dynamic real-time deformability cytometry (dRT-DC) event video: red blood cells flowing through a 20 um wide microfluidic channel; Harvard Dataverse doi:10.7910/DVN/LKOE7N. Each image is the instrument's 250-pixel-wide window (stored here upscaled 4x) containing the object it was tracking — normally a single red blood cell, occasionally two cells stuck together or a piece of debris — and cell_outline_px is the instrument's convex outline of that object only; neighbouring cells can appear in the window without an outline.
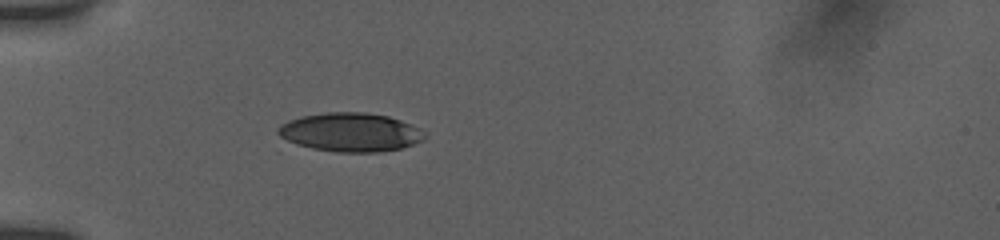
{"species": "human", "species_latin": "Homo sapiens", "temperature_condition": "room temperature", "stored_images_in_passage": 38, "camera_frame_rate_fps": 3000, "um_per_image_px": 0.085, "donor": {"sex": "female"}, "frame": {"image": 1, "passage_image": 1, "time_ms": 0.0, "image_size_px": [1000, 240], "cell_outline_px": [[424, 140], [400, 148], [376, 152], [336, 152], [312, 148], [296, 144], [280, 136], [276, 132], [280, 124], [288, 120], [300, 116], [324, 112], [364, 112], [388, 116], [412, 124], [420, 128], [424, 136]], "centroid_in_image_um": [29.76, 11.23], "position_along_channel_um": 55.2, "area_um2": 33.06}}
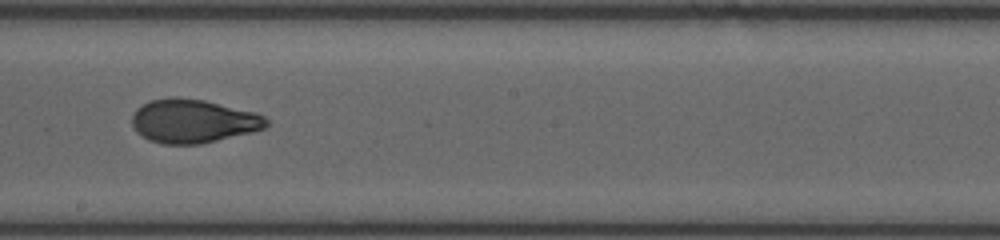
{"frame": {"image": 2, "passage_image": 16, "time_ms": 5.0, "image_size_px": [1000, 240], "cell_outline_px": [[268, 124], [264, 128], [252, 132], [200, 144], [164, 144], [148, 140], [140, 136], [136, 132], [132, 124], [132, 116], [136, 108], [152, 100], [172, 96], [204, 100], [256, 112], [264, 116], [268, 120]], "centroid_in_image_um": [16.4, 10.29], "position_along_channel_um": 231.8, "area_um2": 34.28}}
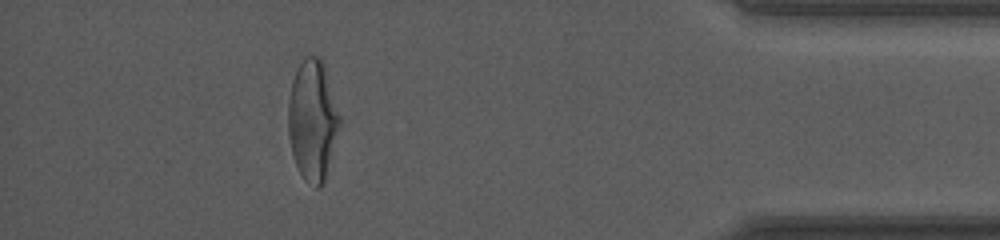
{"frame": {"image": 3, "passage_image": 33, "time_ms": 10.667, "image_size_px": [1000, 240], "cell_outline_px": [[344, 124], [324, 184], [320, 188], [316, 188], [308, 184], [304, 180], [296, 164], [292, 152], [288, 132], [288, 100], [292, 80], [304, 56], [320, 56], [324, 60], [344, 120]], "centroid_in_image_um": [26.66, 10.23], "position_along_channel_um": 408.5, "area_um2": 38.03}, "authors_computed_cell_mechanics": {"area_um2": 34.3332, "velocity_mm_per_s": 3.8345, "shape_relaxation_time_tau1_ms": 4.0256, "shape_relaxation_time_tau2_ms": 1.1499, "deformation_change_tau1": 0.1641, "deformation_change_tau2": 0.0678}}